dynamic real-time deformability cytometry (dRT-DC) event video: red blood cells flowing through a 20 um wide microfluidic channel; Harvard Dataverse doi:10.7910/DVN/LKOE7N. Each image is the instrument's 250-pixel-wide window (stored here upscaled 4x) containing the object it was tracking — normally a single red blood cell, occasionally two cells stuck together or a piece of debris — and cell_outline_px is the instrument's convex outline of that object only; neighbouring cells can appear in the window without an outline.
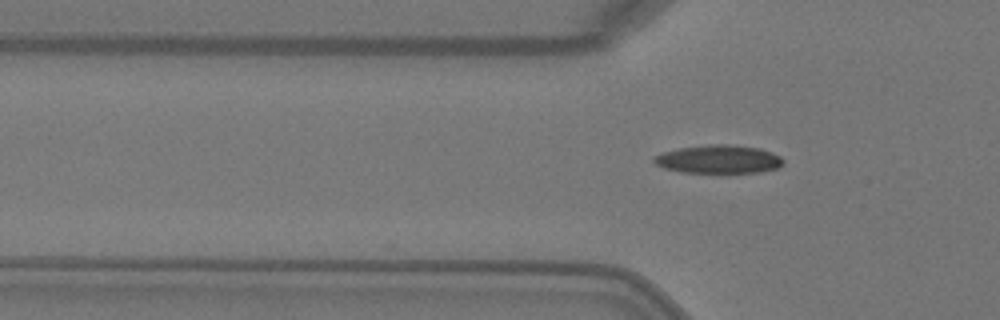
{"species": "Egyptian fruit bat (a non-hibernating species)", "species_latin": "Rousettus aegyptiacus", "temperature_condition": "warm", "stored_images_in_passage": 5, "camera_frame_rate_fps": 3000, "um_per_image_px": 0.085, "animal": {"sex": "female"}, "frame": {"image": 1, "passage_image": 5, "time_ms": 1.333, "image_size_px": [1000, 320], "cell_outline_px": [[784, 164], [780, 168], [760, 172], [728, 176], [680, 172], [664, 168], [656, 164], [652, 160], [652, 156], [664, 152], [680, 148], [712, 144], [728, 144], [760, 148], [780, 156], [784, 160]], "centroid_in_image_um": [61.12, 13.6], "position_along_channel_um": 64.7, "area_um2": 22.48}}